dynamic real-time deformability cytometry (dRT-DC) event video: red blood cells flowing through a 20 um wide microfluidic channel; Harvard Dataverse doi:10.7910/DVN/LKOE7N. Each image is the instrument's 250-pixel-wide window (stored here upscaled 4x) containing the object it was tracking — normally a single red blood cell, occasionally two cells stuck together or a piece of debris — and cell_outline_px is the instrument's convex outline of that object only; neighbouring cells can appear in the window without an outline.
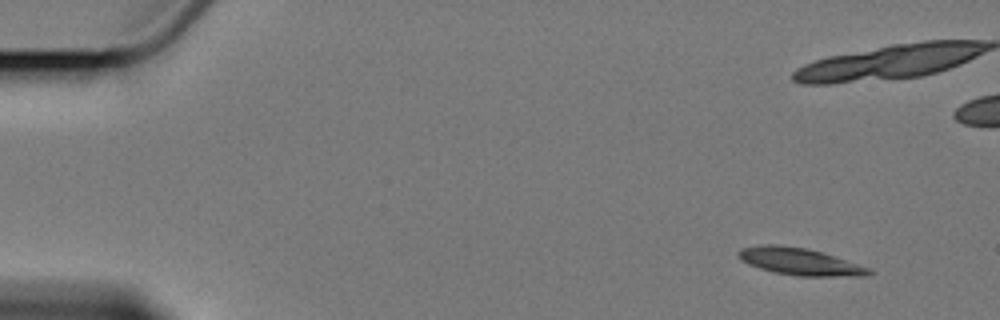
{"species": "Egyptian fruit bat (a non-hibernating species)", "species_latin": "Rousettus aegyptiacus", "temperature_condition": "cold", "stored_images_in_passage": 8, "camera_frame_rate_fps": 3000, "um_per_image_px": 0.085, "animal": {"sex": "female"}, "frame": {"image": 1, "passage_image": 1, "time_ms": 0.0, "image_size_px": [1000, 320], "cell_outline_px": [[872, 272], [864, 276], [800, 276], [772, 272], [748, 264], [736, 252], [740, 248], [764, 244], [780, 244], [808, 248], [868, 268]], "centroid_in_image_um": [67.91, 22.22], "position_along_channel_um": 17.1, "area_um2": 20.23}}